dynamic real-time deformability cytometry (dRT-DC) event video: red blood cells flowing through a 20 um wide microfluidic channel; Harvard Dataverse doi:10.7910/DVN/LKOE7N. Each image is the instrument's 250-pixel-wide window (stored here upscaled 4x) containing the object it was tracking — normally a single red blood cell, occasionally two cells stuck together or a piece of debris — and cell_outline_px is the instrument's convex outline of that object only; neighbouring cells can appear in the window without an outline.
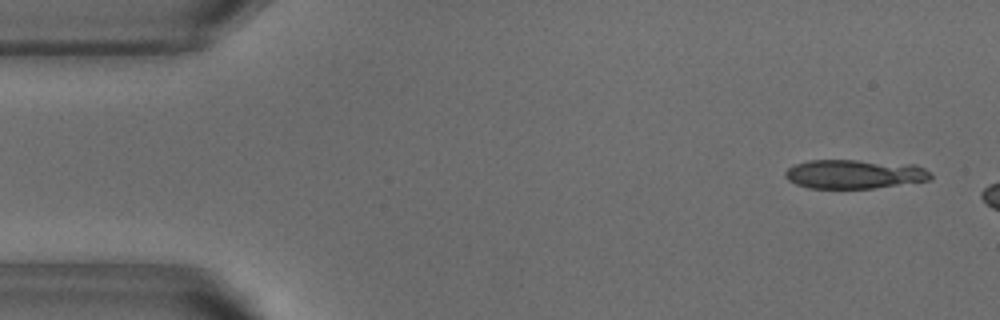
{"species": "common noctule bat (a hibernating species)", "species_latin": "Nyctalus noctula", "temperature_condition": "warm", "stored_images_in_passage": 9, "camera_frame_rate_fps": 3000, "um_per_image_px": 0.085, "animal": {"sex": "male", "body_mass_g": 18.8}, "frame": {"image": 1, "passage_image": 3, "time_ms": 0.667, "image_size_px": [1000, 320], "cell_outline_px": [[932, 180], [872, 188], [808, 188], [796, 184], [788, 180], [784, 176], [784, 172], [788, 168], [796, 164], [808, 160], [856, 160], [916, 164], [932, 172]], "centroid_in_image_um": [72.65, 14.79], "position_along_channel_um": 12.3, "area_um2": 24.8}}